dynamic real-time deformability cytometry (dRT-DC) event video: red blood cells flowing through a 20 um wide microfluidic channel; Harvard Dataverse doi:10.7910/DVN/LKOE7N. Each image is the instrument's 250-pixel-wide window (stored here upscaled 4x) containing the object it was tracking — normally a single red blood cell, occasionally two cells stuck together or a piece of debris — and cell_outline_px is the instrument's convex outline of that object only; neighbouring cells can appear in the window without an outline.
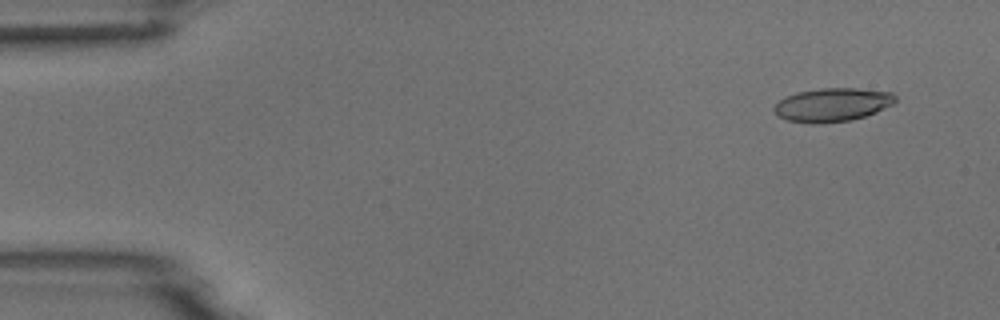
{"species": "common noctule bat (a hibernating species)", "species_latin": "Nyctalus noctula", "temperature_condition": "room temperature", "stored_images_in_passage": 5, "camera_frame_rate_fps": 3000, "um_per_image_px": 0.085, "animal": {"sex": "male", "body_mass_g": 18.8}, "frame": {"image": 1, "passage_image": 2, "time_ms": 1.0, "image_size_px": [1000, 320], "cell_outline_px": [[896, 100], [892, 104], [876, 112], [852, 120], [816, 124], [812, 124], [788, 120], [776, 116], [772, 108], [780, 100], [796, 92], [820, 88], [856, 88], [892, 92], [896, 96]], "centroid_in_image_um": [70.73, 8.91], "position_along_channel_um": 14.3, "area_um2": 23.76}}
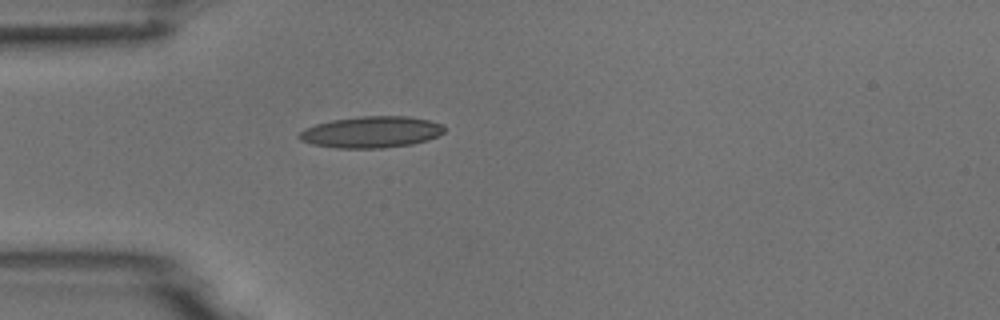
{"frame": {"image": 2, "passage_image": 5, "time_ms": 4.667, "image_size_px": [1000, 320], "cell_outline_px": [[444, 132], [428, 140], [412, 144], [384, 148], [336, 148], [312, 144], [300, 140], [296, 136], [304, 128], [316, 124], [332, 120], [360, 116], [408, 116], [428, 120], [440, 124], [444, 128]], "centroid_in_image_um": [31.52, 11.23], "position_along_channel_um": 53.5, "area_um2": 26.59}}